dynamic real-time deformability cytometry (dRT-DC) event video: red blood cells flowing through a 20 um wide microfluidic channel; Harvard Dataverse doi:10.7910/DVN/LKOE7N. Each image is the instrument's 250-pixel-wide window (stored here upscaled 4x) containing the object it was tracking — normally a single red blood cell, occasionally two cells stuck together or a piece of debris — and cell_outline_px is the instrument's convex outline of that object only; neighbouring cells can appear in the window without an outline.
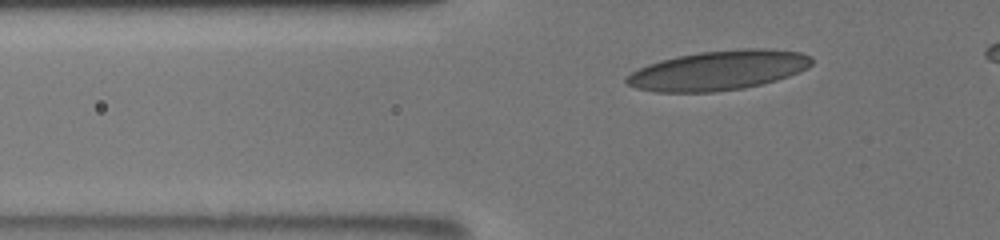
{"species": "human", "species_latin": "Homo sapiens", "temperature_condition": "room temperature", "stored_images_in_passage": 13, "camera_frame_rate_fps": 3000, "um_per_image_px": 0.085, "donor": {"sex": "male"}, "frame": {"image": 1, "passage_image": 8, "time_ms": 2.667, "image_size_px": [1000, 240], "cell_outline_px": [[812, 64], [808, 68], [800, 72], [776, 80], [744, 88], [712, 92], [656, 92], [636, 88], [628, 84], [624, 80], [624, 76], [648, 64], [660, 60], [676, 56], [700, 52], [740, 48], [764, 48], [800, 52], [812, 56]], "centroid_in_image_um": [61.07, 5.97], "position_along_channel_um": 64.7, "area_um2": 42.89}}
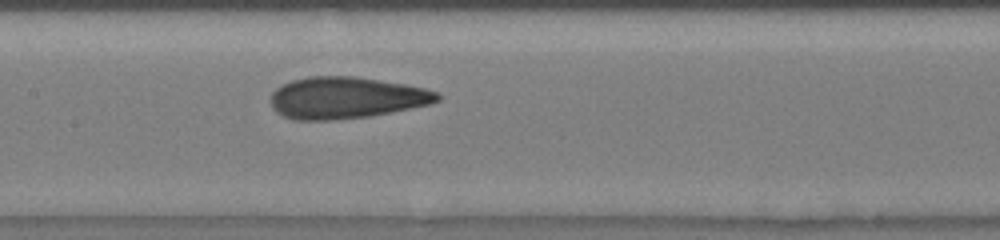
{"frame": {"image": 2, "passage_image": 13, "time_ms": 6.0, "image_size_px": [1000, 240], "cell_outline_px": [[440, 100], [432, 104], [368, 116], [332, 120], [292, 120], [276, 112], [272, 108], [272, 92], [276, 88], [292, 80], [308, 76], [352, 76], [404, 84], [424, 88], [440, 92]], "centroid_in_image_um": [29.42, 8.31], "position_along_channel_um": 178.0, "area_um2": 40.34}}